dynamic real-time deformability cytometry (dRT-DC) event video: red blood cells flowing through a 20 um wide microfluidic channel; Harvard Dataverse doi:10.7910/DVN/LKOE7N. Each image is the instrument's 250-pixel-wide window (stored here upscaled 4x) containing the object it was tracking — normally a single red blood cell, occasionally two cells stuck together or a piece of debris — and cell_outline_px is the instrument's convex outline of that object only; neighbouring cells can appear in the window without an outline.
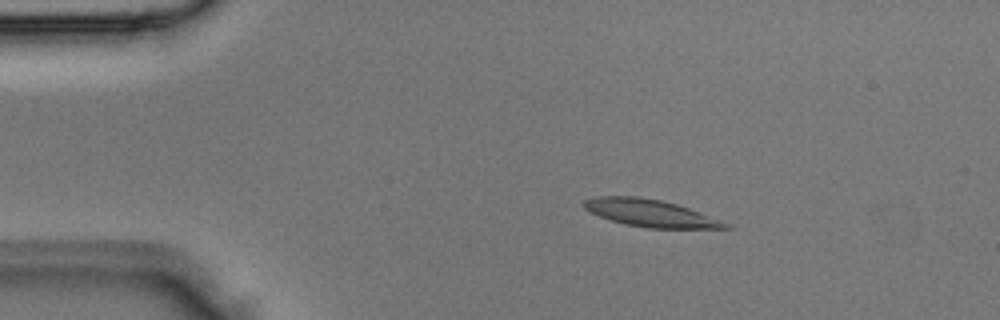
{"species": "Egyptian fruit bat (a non-hibernating species)", "species_latin": "Rousettus aegyptiacus", "temperature_condition": "room temperature", "stored_images_in_passage": 2, "camera_frame_rate_fps": 3000, "um_per_image_px": 0.085, "animal": {"sex": "male"}, "frame": {"image": 1, "passage_image": 1, "time_ms": 0.0, "image_size_px": [1000, 320], "cell_outline_px": [[732, 228], [648, 228], [624, 224], [600, 216], [584, 208], [584, 200], [596, 196], [640, 196], [660, 200], [676, 204], [700, 212], [720, 220], [728, 224]], "centroid_in_image_um": [55.26, 18.11], "position_along_channel_um": 29.7, "area_um2": 22.14}}